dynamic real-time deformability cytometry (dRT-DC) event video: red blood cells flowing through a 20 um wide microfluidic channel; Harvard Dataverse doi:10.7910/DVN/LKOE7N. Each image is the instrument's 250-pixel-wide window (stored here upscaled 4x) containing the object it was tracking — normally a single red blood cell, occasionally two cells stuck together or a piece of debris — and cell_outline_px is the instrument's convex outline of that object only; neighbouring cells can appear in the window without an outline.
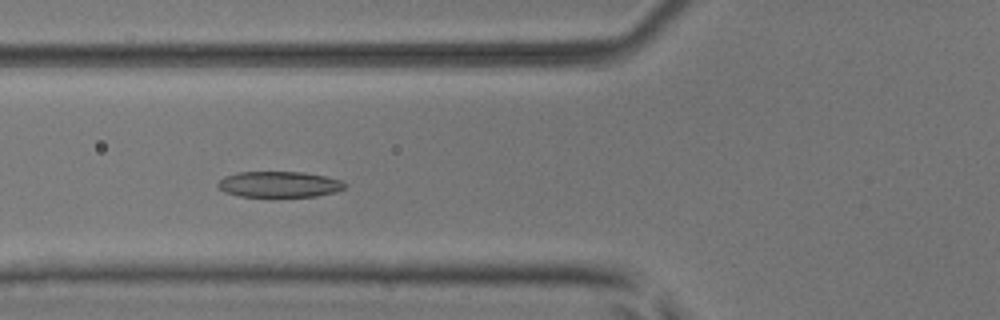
{"species": "common noctule bat (a hibernating species)", "species_latin": "Nyctalus noctula", "temperature_condition": "room temperature", "stored_images_in_passage": 49, "camera_frame_rate_fps": 3000, "um_per_image_px": 0.085, "animal": {"sex": "male", "body_mass_g": 17.9, "forearm_length_mm": 54.2}, "frame": {"image": 1, "passage_image": 17, "time_ms": 5.333, "image_size_px": [1000, 320], "cell_outline_px": [[348, 184], [344, 188], [336, 192], [316, 196], [240, 196], [224, 192], [216, 184], [224, 176], [236, 172], [304, 172], [324, 176], [340, 180]], "centroid_in_image_um": [23.73, 15.66], "position_along_channel_um": 102.1, "area_um2": 19.07}}
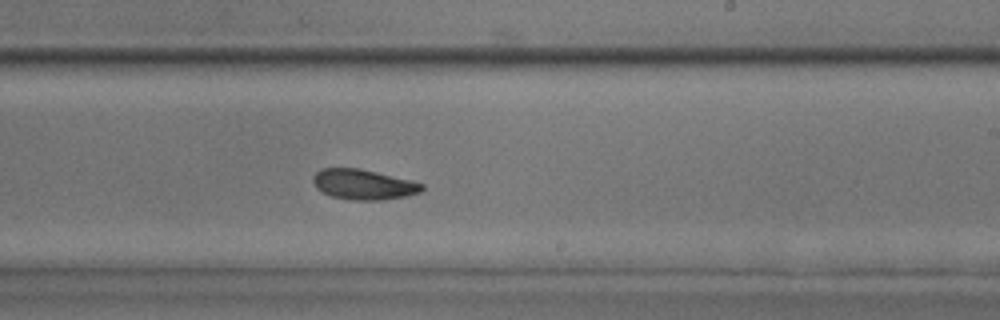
{"frame": {"image": 2, "passage_image": 29, "time_ms": 9.333, "image_size_px": [1000, 320], "cell_outline_px": [[424, 188], [420, 192], [404, 196], [384, 200], [352, 200], [332, 196], [316, 188], [312, 180], [312, 176], [320, 168], [360, 168], [412, 180], [424, 184]], "centroid_in_image_um": [30.89, 15.67], "position_along_channel_um": 258.1, "area_um2": 19.25}}
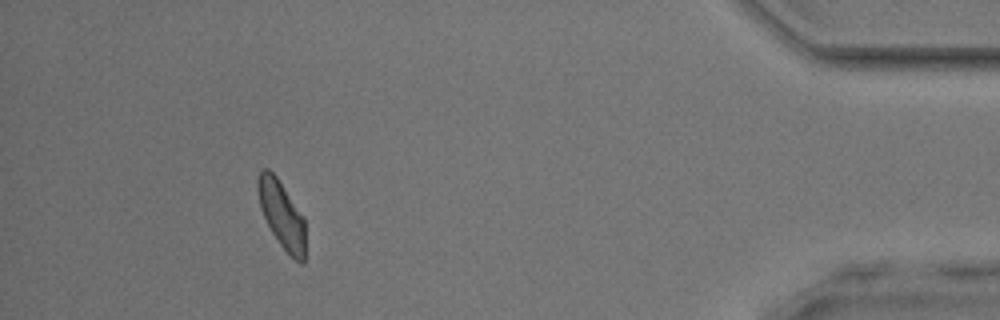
{"frame": {"image": 3, "passage_image": 45, "time_ms": 14.667, "image_size_px": [1000, 320], "cell_outline_px": [[304, 264], [300, 264], [280, 244], [272, 232], [260, 208], [256, 188], [256, 180], [260, 172], [264, 168], [268, 168], [276, 176], [304, 216]], "centroid_in_image_um": [23.92, 18.2], "position_along_channel_um": 411.3, "area_um2": 18.44}, "authors_computed_cell_mechanics": {"area_um2": 19.5364, "velocity_mm_per_s": 3.9213, "shape_relaxation_time_tau1_ms": 3.3544, "shape_relaxation_time_tau2_ms": 2.3373, "deformation_change_tau1": 0.1189, "deformation_change_tau2": 0.084}}